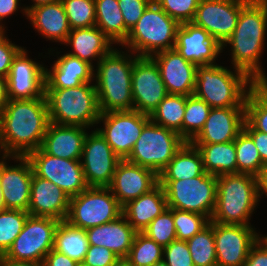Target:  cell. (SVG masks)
<instances>
[{
	"label": "cell",
	"mask_w": 267,
	"mask_h": 266,
	"mask_svg": "<svg viewBox=\"0 0 267 266\" xmlns=\"http://www.w3.org/2000/svg\"><path fill=\"white\" fill-rule=\"evenodd\" d=\"M46 96L12 100L0 115V150L4 156H27L42 146L48 127Z\"/></svg>",
	"instance_id": "6da1fadb"
},
{
	"label": "cell",
	"mask_w": 267,
	"mask_h": 266,
	"mask_svg": "<svg viewBox=\"0 0 267 266\" xmlns=\"http://www.w3.org/2000/svg\"><path fill=\"white\" fill-rule=\"evenodd\" d=\"M266 30L267 0H248L241 7L234 32L222 45H231L233 69L244 72L255 83H267L259 62Z\"/></svg>",
	"instance_id": "7a4b0ae2"
},
{
	"label": "cell",
	"mask_w": 267,
	"mask_h": 266,
	"mask_svg": "<svg viewBox=\"0 0 267 266\" xmlns=\"http://www.w3.org/2000/svg\"><path fill=\"white\" fill-rule=\"evenodd\" d=\"M130 54L113 48L97 63L94 78L101 113L133 110L132 69L139 57Z\"/></svg>",
	"instance_id": "3957f363"
},
{
	"label": "cell",
	"mask_w": 267,
	"mask_h": 266,
	"mask_svg": "<svg viewBox=\"0 0 267 266\" xmlns=\"http://www.w3.org/2000/svg\"><path fill=\"white\" fill-rule=\"evenodd\" d=\"M259 201L255 176L242 173L219 175L211 221L251 226L249 218Z\"/></svg>",
	"instance_id": "277c9868"
},
{
	"label": "cell",
	"mask_w": 267,
	"mask_h": 266,
	"mask_svg": "<svg viewBox=\"0 0 267 266\" xmlns=\"http://www.w3.org/2000/svg\"><path fill=\"white\" fill-rule=\"evenodd\" d=\"M253 84L255 82L238 69L232 72L217 64L197 66L194 95L211 108L245 107Z\"/></svg>",
	"instance_id": "5b68a950"
},
{
	"label": "cell",
	"mask_w": 267,
	"mask_h": 266,
	"mask_svg": "<svg viewBox=\"0 0 267 266\" xmlns=\"http://www.w3.org/2000/svg\"><path fill=\"white\" fill-rule=\"evenodd\" d=\"M45 96L51 123L87 129L98 124L101 112L95 84L87 82L77 87L45 89Z\"/></svg>",
	"instance_id": "8992f818"
},
{
	"label": "cell",
	"mask_w": 267,
	"mask_h": 266,
	"mask_svg": "<svg viewBox=\"0 0 267 266\" xmlns=\"http://www.w3.org/2000/svg\"><path fill=\"white\" fill-rule=\"evenodd\" d=\"M180 24L169 17L154 1L144 10L138 22L130 29L122 47L130 49L138 57L153 55L173 49Z\"/></svg>",
	"instance_id": "52a82bcc"
},
{
	"label": "cell",
	"mask_w": 267,
	"mask_h": 266,
	"mask_svg": "<svg viewBox=\"0 0 267 266\" xmlns=\"http://www.w3.org/2000/svg\"><path fill=\"white\" fill-rule=\"evenodd\" d=\"M185 142L177 132L150 120L125 160L159 175Z\"/></svg>",
	"instance_id": "ba28073f"
},
{
	"label": "cell",
	"mask_w": 267,
	"mask_h": 266,
	"mask_svg": "<svg viewBox=\"0 0 267 266\" xmlns=\"http://www.w3.org/2000/svg\"><path fill=\"white\" fill-rule=\"evenodd\" d=\"M167 207L207 216L211 219L217 195V176L204 172L182 180H159Z\"/></svg>",
	"instance_id": "9c48e42d"
},
{
	"label": "cell",
	"mask_w": 267,
	"mask_h": 266,
	"mask_svg": "<svg viewBox=\"0 0 267 266\" xmlns=\"http://www.w3.org/2000/svg\"><path fill=\"white\" fill-rule=\"evenodd\" d=\"M121 215L122 206L108 187H88L70 198L66 221L86 230L113 221Z\"/></svg>",
	"instance_id": "30bf717a"
},
{
	"label": "cell",
	"mask_w": 267,
	"mask_h": 266,
	"mask_svg": "<svg viewBox=\"0 0 267 266\" xmlns=\"http://www.w3.org/2000/svg\"><path fill=\"white\" fill-rule=\"evenodd\" d=\"M59 222L50 217L29 215L22 231L4 256L14 261L43 263L45 256L53 249Z\"/></svg>",
	"instance_id": "8fae6325"
},
{
	"label": "cell",
	"mask_w": 267,
	"mask_h": 266,
	"mask_svg": "<svg viewBox=\"0 0 267 266\" xmlns=\"http://www.w3.org/2000/svg\"><path fill=\"white\" fill-rule=\"evenodd\" d=\"M33 173L61 188L70 198L88 188L80 160H70L47 154L41 147L26 156Z\"/></svg>",
	"instance_id": "7c38bea8"
},
{
	"label": "cell",
	"mask_w": 267,
	"mask_h": 266,
	"mask_svg": "<svg viewBox=\"0 0 267 266\" xmlns=\"http://www.w3.org/2000/svg\"><path fill=\"white\" fill-rule=\"evenodd\" d=\"M103 122V128H96L107 141L114 153L125 160L139 139L144 126L150 121V116L136 110L111 111L101 113L98 123Z\"/></svg>",
	"instance_id": "4fadbf2b"
},
{
	"label": "cell",
	"mask_w": 267,
	"mask_h": 266,
	"mask_svg": "<svg viewBox=\"0 0 267 266\" xmlns=\"http://www.w3.org/2000/svg\"><path fill=\"white\" fill-rule=\"evenodd\" d=\"M120 161L97 130L87 133L80 162L88 187H109Z\"/></svg>",
	"instance_id": "5bb4252c"
},
{
	"label": "cell",
	"mask_w": 267,
	"mask_h": 266,
	"mask_svg": "<svg viewBox=\"0 0 267 266\" xmlns=\"http://www.w3.org/2000/svg\"><path fill=\"white\" fill-rule=\"evenodd\" d=\"M167 95L157 64L150 57H139L132 69L133 110L150 116Z\"/></svg>",
	"instance_id": "9a60e30c"
},
{
	"label": "cell",
	"mask_w": 267,
	"mask_h": 266,
	"mask_svg": "<svg viewBox=\"0 0 267 266\" xmlns=\"http://www.w3.org/2000/svg\"><path fill=\"white\" fill-rule=\"evenodd\" d=\"M217 266H244L251 247L262 236L246 225L213 222Z\"/></svg>",
	"instance_id": "2e32d148"
},
{
	"label": "cell",
	"mask_w": 267,
	"mask_h": 266,
	"mask_svg": "<svg viewBox=\"0 0 267 266\" xmlns=\"http://www.w3.org/2000/svg\"><path fill=\"white\" fill-rule=\"evenodd\" d=\"M248 0H200L192 23L204 28L221 45L236 28L241 7Z\"/></svg>",
	"instance_id": "e0dca14e"
},
{
	"label": "cell",
	"mask_w": 267,
	"mask_h": 266,
	"mask_svg": "<svg viewBox=\"0 0 267 266\" xmlns=\"http://www.w3.org/2000/svg\"><path fill=\"white\" fill-rule=\"evenodd\" d=\"M6 80L8 99H32L45 95V67L30 59L24 48L13 59Z\"/></svg>",
	"instance_id": "ac0fdd59"
},
{
	"label": "cell",
	"mask_w": 267,
	"mask_h": 266,
	"mask_svg": "<svg viewBox=\"0 0 267 266\" xmlns=\"http://www.w3.org/2000/svg\"><path fill=\"white\" fill-rule=\"evenodd\" d=\"M7 158L20 163L9 166ZM0 161V183L6 209L28 211L33 168L26 156H2ZM5 160V161H4Z\"/></svg>",
	"instance_id": "d6986e66"
},
{
	"label": "cell",
	"mask_w": 267,
	"mask_h": 266,
	"mask_svg": "<svg viewBox=\"0 0 267 266\" xmlns=\"http://www.w3.org/2000/svg\"><path fill=\"white\" fill-rule=\"evenodd\" d=\"M174 48L185 60L197 66L216 64L215 59L223 50L204 28L192 22L180 24Z\"/></svg>",
	"instance_id": "ffe728a7"
},
{
	"label": "cell",
	"mask_w": 267,
	"mask_h": 266,
	"mask_svg": "<svg viewBox=\"0 0 267 266\" xmlns=\"http://www.w3.org/2000/svg\"><path fill=\"white\" fill-rule=\"evenodd\" d=\"M159 184L158 175L145 167L121 160L108 187L123 207Z\"/></svg>",
	"instance_id": "44dd1931"
},
{
	"label": "cell",
	"mask_w": 267,
	"mask_h": 266,
	"mask_svg": "<svg viewBox=\"0 0 267 266\" xmlns=\"http://www.w3.org/2000/svg\"><path fill=\"white\" fill-rule=\"evenodd\" d=\"M158 66L168 94L194 95L197 65L185 60L175 48L150 57Z\"/></svg>",
	"instance_id": "7402d4cb"
},
{
	"label": "cell",
	"mask_w": 267,
	"mask_h": 266,
	"mask_svg": "<svg viewBox=\"0 0 267 266\" xmlns=\"http://www.w3.org/2000/svg\"><path fill=\"white\" fill-rule=\"evenodd\" d=\"M245 107L211 108L201 131L191 144H215L234 141L243 130Z\"/></svg>",
	"instance_id": "603a6c76"
},
{
	"label": "cell",
	"mask_w": 267,
	"mask_h": 266,
	"mask_svg": "<svg viewBox=\"0 0 267 266\" xmlns=\"http://www.w3.org/2000/svg\"><path fill=\"white\" fill-rule=\"evenodd\" d=\"M70 197L51 181L33 173L28 213L35 217H50L66 220Z\"/></svg>",
	"instance_id": "cb8c5ba5"
},
{
	"label": "cell",
	"mask_w": 267,
	"mask_h": 266,
	"mask_svg": "<svg viewBox=\"0 0 267 266\" xmlns=\"http://www.w3.org/2000/svg\"><path fill=\"white\" fill-rule=\"evenodd\" d=\"M86 127L78 125H60L49 123L41 148L49 155L80 160L84 140L87 135Z\"/></svg>",
	"instance_id": "d4e9b609"
},
{
	"label": "cell",
	"mask_w": 267,
	"mask_h": 266,
	"mask_svg": "<svg viewBox=\"0 0 267 266\" xmlns=\"http://www.w3.org/2000/svg\"><path fill=\"white\" fill-rule=\"evenodd\" d=\"M85 232L89 245L105 247L118 257H127L137 233L123 214L113 221L88 228Z\"/></svg>",
	"instance_id": "484cf974"
},
{
	"label": "cell",
	"mask_w": 267,
	"mask_h": 266,
	"mask_svg": "<svg viewBox=\"0 0 267 266\" xmlns=\"http://www.w3.org/2000/svg\"><path fill=\"white\" fill-rule=\"evenodd\" d=\"M52 70L45 68V89L77 87L94 79V66L68 53L59 56Z\"/></svg>",
	"instance_id": "4316f807"
},
{
	"label": "cell",
	"mask_w": 267,
	"mask_h": 266,
	"mask_svg": "<svg viewBox=\"0 0 267 266\" xmlns=\"http://www.w3.org/2000/svg\"><path fill=\"white\" fill-rule=\"evenodd\" d=\"M27 18L44 38L61 44L66 42L71 31L61 0L31 8Z\"/></svg>",
	"instance_id": "83f0119b"
},
{
	"label": "cell",
	"mask_w": 267,
	"mask_h": 266,
	"mask_svg": "<svg viewBox=\"0 0 267 266\" xmlns=\"http://www.w3.org/2000/svg\"><path fill=\"white\" fill-rule=\"evenodd\" d=\"M166 208L168 207L165 191L158 184L150 192L125 204L122 207V214L137 232H143Z\"/></svg>",
	"instance_id": "f1b7e54d"
},
{
	"label": "cell",
	"mask_w": 267,
	"mask_h": 266,
	"mask_svg": "<svg viewBox=\"0 0 267 266\" xmlns=\"http://www.w3.org/2000/svg\"><path fill=\"white\" fill-rule=\"evenodd\" d=\"M74 52L68 54L78 57L93 66L92 60L97 63L112 49L114 44L97 26L71 29L66 42Z\"/></svg>",
	"instance_id": "f546056e"
},
{
	"label": "cell",
	"mask_w": 267,
	"mask_h": 266,
	"mask_svg": "<svg viewBox=\"0 0 267 266\" xmlns=\"http://www.w3.org/2000/svg\"><path fill=\"white\" fill-rule=\"evenodd\" d=\"M204 172L199 150L190 142H185L158 177L159 180H184Z\"/></svg>",
	"instance_id": "4dcf8cb0"
},
{
	"label": "cell",
	"mask_w": 267,
	"mask_h": 266,
	"mask_svg": "<svg viewBox=\"0 0 267 266\" xmlns=\"http://www.w3.org/2000/svg\"><path fill=\"white\" fill-rule=\"evenodd\" d=\"M199 150L206 173L219 176L237 173L235 142L193 144Z\"/></svg>",
	"instance_id": "1f68e13d"
},
{
	"label": "cell",
	"mask_w": 267,
	"mask_h": 266,
	"mask_svg": "<svg viewBox=\"0 0 267 266\" xmlns=\"http://www.w3.org/2000/svg\"><path fill=\"white\" fill-rule=\"evenodd\" d=\"M89 248L85 229L71 225L61 220L54 235L53 249L76 261L83 262Z\"/></svg>",
	"instance_id": "d6a6232c"
},
{
	"label": "cell",
	"mask_w": 267,
	"mask_h": 266,
	"mask_svg": "<svg viewBox=\"0 0 267 266\" xmlns=\"http://www.w3.org/2000/svg\"><path fill=\"white\" fill-rule=\"evenodd\" d=\"M96 24L114 44H123L129 30L125 27L118 0H95Z\"/></svg>",
	"instance_id": "836d02e7"
},
{
	"label": "cell",
	"mask_w": 267,
	"mask_h": 266,
	"mask_svg": "<svg viewBox=\"0 0 267 266\" xmlns=\"http://www.w3.org/2000/svg\"><path fill=\"white\" fill-rule=\"evenodd\" d=\"M186 107V96L168 94L150 115V120L182 137V124Z\"/></svg>",
	"instance_id": "e575fe53"
},
{
	"label": "cell",
	"mask_w": 267,
	"mask_h": 266,
	"mask_svg": "<svg viewBox=\"0 0 267 266\" xmlns=\"http://www.w3.org/2000/svg\"><path fill=\"white\" fill-rule=\"evenodd\" d=\"M245 120L257 131L267 133V83H255L245 100Z\"/></svg>",
	"instance_id": "d590c367"
},
{
	"label": "cell",
	"mask_w": 267,
	"mask_h": 266,
	"mask_svg": "<svg viewBox=\"0 0 267 266\" xmlns=\"http://www.w3.org/2000/svg\"><path fill=\"white\" fill-rule=\"evenodd\" d=\"M194 266H217L213 222L186 241Z\"/></svg>",
	"instance_id": "8d00e7d4"
},
{
	"label": "cell",
	"mask_w": 267,
	"mask_h": 266,
	"mask_svg": "<svg viewBox=\"0 0 267 266\" xmlns=\"http://www.w3.org/2000/svg\"><path fill=\"white\" fill-rule=\"evenodd\" d=\"M236 149L237 173L257 176L264 166L252 138L242 130L234 140Z\"/></svg>",
	"instance_id": "74e56055"
},
{
	"label": "cell",
	"mask_w": 267,
	"mask_h": 266,
	"mask_svg": "<svg viewBox=\"0 0 267 266\" xmlns=\"http://www.w3.org/2000/svg\"><path fill=\"white\" fill-rule=\"evenodd\" d=\"M211 107L195 95L186 96V107L182 124V138L190 142L203 128Z\"/></svg>",
	"instance_id": "f35d334b"
},
{
	"label": "cell",
	"mask_w": 267,
	"mask_h": 266,
	"mask_svg": "<svg viewBox=\"0 0 267 266\" xmlns=\"http://www.w3.org/2000/svg\"><path fill=\"white\" fill-rule=\"evenodd\" d=\"M163 247L142 232H137L127 255L132 266H153L163 260Z\"/></svg>",
	"instance_id": "ab89813d"
},
{
	"label": "cell",
	"mask_w": 267,
	"mask_h": 266,
	"mask_svg": "<svg viewBox=\"0 0 267 266\" xmlns=\"http://www.w3.org/2000/svg\"><path fill=\"white\" fill-rule=\"evenodd\" d=\"M28 216V212L17 209H5L0 212V256L5 255L12 246Z\"/></svg>",
	"instance_id": "60d3db41"
},
{
	"label": "cell",
	"mask_w": 267,
	"mask_h": 266,
	"mask_svg": "<svg viewBox=\"0 0 267 266\" xmlns=\"http://www.w3.org/2000/svg\"><path fill=\"white\" fill-rule=\"evenodd\" d=\"M71 29L96 24L95 0H61Z\"/></svg>",
	"instance_id": "b9f144b4"
},
{
	"label": "cell",
	"mask_w": 267,
	"mask_h": 266,
	"mask_svg": "<svg viewBox=\"0 0 267 266\" xmlns=\"http://www.w3.org/2000/svg\"><path fill=\"white\" fill-rule=\"evenodd\" d=\"M163 248L177 239L173 221V208H166L142 232Z\"/></svg>",
	"instance_id": "7bdbcfd3"
},
{
	"label": "cell",
	"mask_w": 267,
	"mask_h": 266,
	"mask_svg": "<svg viewBox=\"0 0 267 266\" xmlns=\"http://www.w3.org/2000/svg\"><path fill=\"white\" fill-rule=\"evenodd\" d=\"M173 221L177 239L187 241L207 227L211 219L198 213L173 208Z\"/></svg>",
	"instance_id": "ee69618b"
},
{
	"label": "cell",
	"mask_w": 267,
	"mask_h": 266,
	"mask_svg": "<svg viewBox=\"0 0 267 266\" xmlns=\"http://www.w3.org/2000/svg\"><path fill=\"white\" fill-rule=\"evenodd\" d=\"M179 24L192 22L200 0H153Z\"/></svg>",
	"instance_id": "f6af8a7d"
},
{
	"label": "cell",
	"mask_w": 267,
	"mask_h": 266,
	"mask_svg": "<svg viewBox=\"0 0 267 266\" xmlns=\"http://www.w3.org/2000/svg\"><path fill=\"white\" fill-rule=\"evenodd\" d=\"M163 260L168 266H194L186 241L175 239L163 249Z\"/></svg>",
	"instance_id": "bcb514c9"
},
{
	"label": "cell",
	"mask_w": 267,
	"mask_h": 266,
	"mask_svg": "<svg viewBox=\"0 0 267 266\" xmlns=\"http://www.w3.org/2000/svg\"><path fill=\"white\" fill-rule=\"evenodd\" d=\"M153 0H118L125 27L130 29L138 22L144 10Z\"/></svg>",
	"instance_id": "7dc6e473"
},
{
	"label": "cell",
	"mask_w": 267,
	"mask_h": 266,
	"mask_svg": "<svg viewBox=\"0 0 267 266\" xmlns=\"http://www.w3.org/2000/svg\"><path fill=\"white\" fill-rule=\"evenodd\" d=\"M22 49V47L11 43L5 36V32L0 34V78H7L13 59Z\"/></svg>",
	"instance_id": "c3c4849f"
},
{
	"label": "cell",
	"mask_w": 267,
	"mask_h": 266,
	"mask_svg": "<svg viewBox=\"0 0 267 266\" xmlns=\"http://www.w3.org/2000/svg\"><path fill=\"white\" fill-rule=\"evenodd\" d=\"M118 256L105 247L89 245L84 263L89 266H111Z\"/></svg>",
	"instance_id": "681fc988"
},
{
	"label": "cell",
	"mask_w": 267,
	"mask_h": 266,
	"mask_svg": "<svg viewBox=\"0 0 267 266\" xmlns=\"http://www.w3.org/2000/svg\"><path fill=\"white\" fill-rule=\"evenodd\" d=\"M244 266H267V235L251 247Z\"/></svg>",
	"instance_id": "f907efd6"
},
{
	"label": "cell",
	"mask_w": 267,
	"mask_h": 266,
	"mask_svg": "<svg viewBox=\"0 0 267 266\" xmlns=\"http://www.w3.org/2000/svg\"><path fill=\"white\" fill-rule=\"evenodd\" d=\"M243 130L252 138L256 148L258 149L262 163L267 164V133L255 130L246 120Z\"/></svg>",
	"instance_id": "816d5d0a"
},
{
	"label": "cell",
	"mask_w": 267,
	"mask_h": 266,
	"mask_svg": "<svg viewBox=\"0 0 267 266\" xmlns=\"http://www.w3.org/2000/svg\"><path fill=\"white\" fill-rule=\"evenodd\" d=\"M77 262L52 249L44 258L43 266H77Z\"/></svg>",
	"instance_id": "f5cc1de1"
},
{
	"label": "cell",
	"mask_w": 267,
	"mask_h": 266,
	"mask_svg": "<svg viewBox=\"0 0 267 266\" xmlns=\"http://www.w3.org/2000/svg\"><path fill=\"white\" fill-rule=\"evenodd\" d=\"M19 0H0V21L18 11Z\"/></svg>",
	"instance_id": "db71d44e"
},
{
	"label": "cell",
	"mask_w": 267,
	"mask_h": 266,
	"mask_svg": "<svg viewBox=\"0 0 267 266\" xmlns=\"http://www.w3.org/2000/svg\"><path fill=\"white\" fill-rule=\"evenodd\" d=\"M257 180V189H258V198L260 199L262 194L267 196V164H265L258 175L256 176Z\"/></svg>",
	"instance_id": "11a10c76"
},
{
	"label": "cell",
	"mask_w": 267,
	"mask_h": 266,
	"mask_svg": "<svg viewBox=\"0 0 267 266\" xmlns=\"http://www.w3.org/2000/svg\"><path fill=\"white\" fill-rule=\"evenodd\" d=\"M0 266H43L39 262L14 261L6 258L4 255L0 256Z\"/></svg>",
	"instance_id": "9f6ffc18"
},
{
	"label": "cell",
	"mask_w": 267,
	"mask_h": 266,
	"mask_svg": "<svg viewBox=\"0 0 267 266\" xmlns=\"http://www.w3.org/2000/svg\"><path fill=\"white\" fill-rule=\"evenodd\" d=\"M7 101H8L7 80L6 78H0V115L6 108Z\"/></svg>",
	"instance_id": "6f0895ef"
},
{
	"label": "cell",
	"mask_w": 267,
	"mask_h": 266,
	"mask_svg": "<svg viewBox=\"0 0 267 266\" xmlns=\"http://www.w3.org/2000/svg\"><path fill=\"white\" fill-rule=\"evenodd\" d=\"M32 1L34 2V4H32V6L22 8L23 9L22 11H24L23 13H25L24 15H26V16H27V12L33 7H37L40 5H46V4L53 3V2H56L59 0H32Z\"/></svg>",
	"instance_id": "680465c9"
},
{
	"label": "cell",
	"mask_w": 267,
	"mask_h": 266,
	"mask_svg": "<svg viewBox=\"0 0 267 266\" xmlns=\"http://www.w3.org/2000/svg\"><path fill=\"white\" fill-rule=\"evenodd\" d=\"M111 266H132L126 257H118Z\"/></svg>",
	"instance_id": "91938a15"
},
{
	"label": "cell",
	"mask_w": 267,
	"mask_h": 266,
	"mask_svg": "<svg viewBox=\"0 0 267 266\" xmlns=\"http://www.w3.org/2000/svg\"><path fill=\"white\" fill-rule=\"evenodd\" d=\"M2 193H3V187L0 183V212L6 209Z\"/></svg>",
	"instance_id": "94428289"
},
{
	"label": "cell",
	"mask_w": 267,
	"mask_h": 266,
	"mask_svg": "<svg viewBox=\"0 0 267 266\" xmlns=\"http://www.w3.org/2000/svg\"><path fill=\"white\" fill-rule=\"evenodd\" d=\"M153 266H168L164 260L156 262Z\"/></svg>",
	"instance_id": "6125c7cd"
},
{
	"label": "cell",
	"mask_w": 267,
	"mask_h": 266,
	"mask_svg": "<svg viewBox=\"0 0 267 266\" xmlns=\"http://www.w3.org/2000/svg\"><path fill=\"white\" fill-rule=\"evenodd\" d=\"M4 30H5V29H4V25L2 26V25L0 24V34L3 33V32H5Z\"/></svg>",
	"instance_id": "be15d7a7"
},
{
	"label": "cell",
	"mask_w": 267,
	"mask_h": 266,
	"mask_svg": "<svg viewBox=\"0 0 267 266\" xmlns=\"http://www.w3.org/2000/svg\"><path fill=\"white\" fill-rule=\"evenodd\" d=\"M77 266H89V265H86L84 262H80L77 264Z\"/></svg>",
	"instance_id": "e7e4bbea"
}]
</instances>
